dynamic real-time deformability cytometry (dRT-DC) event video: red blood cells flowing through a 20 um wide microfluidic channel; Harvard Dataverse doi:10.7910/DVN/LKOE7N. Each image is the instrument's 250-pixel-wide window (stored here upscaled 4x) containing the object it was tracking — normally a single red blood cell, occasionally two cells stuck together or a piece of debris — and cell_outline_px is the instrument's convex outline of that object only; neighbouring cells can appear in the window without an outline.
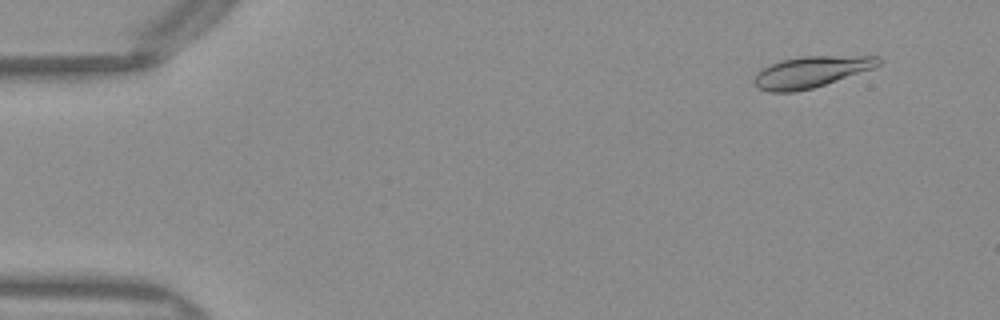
{"species": "Egyptian fruit bat (a non-hibernating species)", "species_latin": "Rousettus aegyptiacus", "temperature_condition": "warm", "stored_images_in_passage": 17, "camera_frame_rate_fps": 3000, "um_per_image_px": 0.085, "frame": {"image": 1, "passage_image": 5, "time_ms": 1.333, "image_size_px": [1000, 320], "cell_outline_px": [[880, 64], [876, 68], [812, 88], [792, 92], [768, 92], [756, 88], [752, 84], [752, 80], [756, 72], [760, 68], [780, 60], [800, 56], [880, 56]], "centroid_in_image_um": [68.88, 6.11], "position_along_channel_um": 16.1, "area_um2": 23.0}}
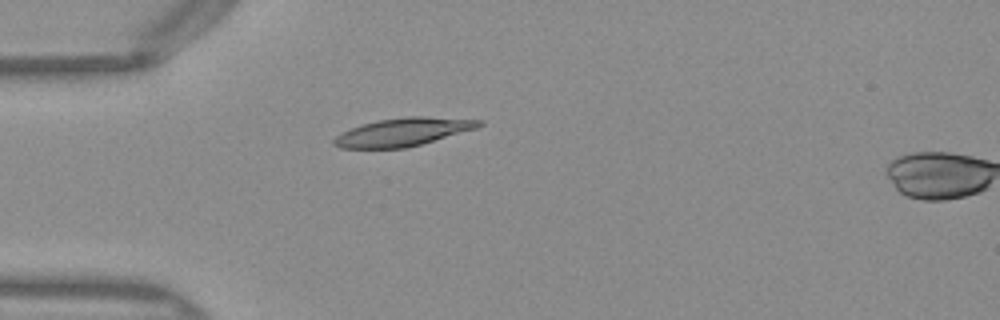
{"frame": {"image": 2, "passage_image": 15, "time_ms": 4.667, "image_size_px": [1000, 320], "cell_outline_px": [[484, 124], [476, 128], [420, 144], [404, 148], [340, 148], [332, 144], [332, 140], [336, 136], [352, 128], [376, 120], [408, 116], [424, 116], [484, 120]], "centroid_in_image_um": [34.25, 11.21], "position_along_channel_um": 50.7, "area_um2": 23.47}}